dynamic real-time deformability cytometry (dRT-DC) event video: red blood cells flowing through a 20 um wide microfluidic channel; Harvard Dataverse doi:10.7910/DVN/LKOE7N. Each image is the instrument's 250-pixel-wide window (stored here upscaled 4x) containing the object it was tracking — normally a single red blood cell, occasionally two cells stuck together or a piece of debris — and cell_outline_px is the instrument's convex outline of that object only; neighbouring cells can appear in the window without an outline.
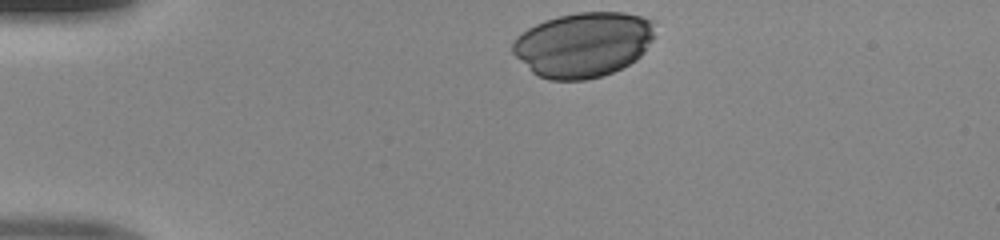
{"species": "human", "species_latin": "Homo sapiens", "temperature_condition": "room temperature", "stored_images_in_passage": 31, "camera_frame_rate_fps": 3000, "um_per_image_px": 0.085, "donor": {"sex": "male"}, "frame": {"image": 1, "passage_image": 1, "time_ms": 0.0, "image_size_px": [1000, 240], "cell_outline_px": [[656, 36], [644, 52], [636, 60], [612, 72], [600, 76], [584, 80], [548, 80], [536, 76], [512, 52], [512, 44], [516, 36], [528, 28], [544, 20], [556, 16], [580, 12], [624, 12], [640, 16], [652, 20]], "centroid_in_image_um": [49.58, 3.78], "position_along_channel_um": 35.4, "area_um2": 54.1}}
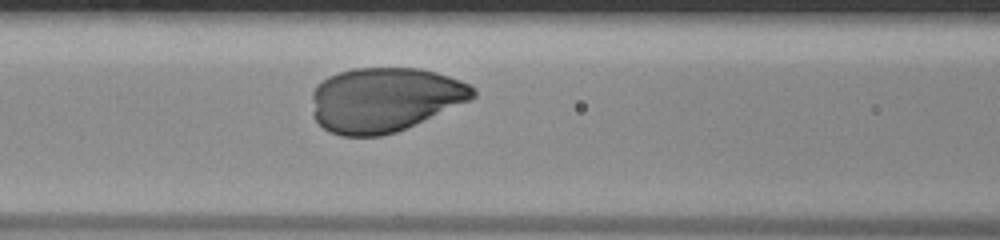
{"frame": {"image": 2, "passage_image": 12, "time_ms": 3.667, "image_size_px": [1000, 240], "cell_outline_px": [[476, 96], [472, 100], [396, 132], [380, 136], [340, 136], [328, 132], [316, 120], [312, 96], [312, 92], [316, 84], [328, 76], [352, 68], [420, 68], [436, 72], [460, 80], [476, 88]], "centroid_in_image_um": [32.7, 8.46], "position_along_channel_um": 133.9, "area_um2": 60.63}}
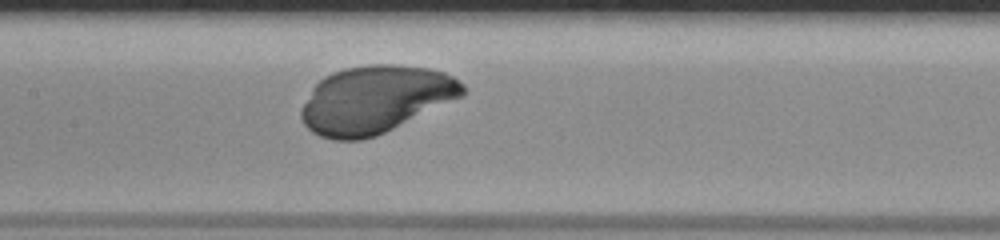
{"frame": {"image": 3, "passage_image": 15, "time_ms": 4.667, "image_size_px": [1000, 240], "cell_outline_px": [[464, 96], [376, 136], [360, 140], [332, 140], [320, 136], [312, 132], [304, 124], [300, 116], [300, 108], [312, 88], [324, 76], [332, 72], [344, 68], [368, 64], [392, 64], [428, 68], [444, 72], [452, 76], [464, 84]], "centroid_in_image_um": [31.88, 8.46], "position_along_channel_um": 175.5, "area_um2": 63.64}}